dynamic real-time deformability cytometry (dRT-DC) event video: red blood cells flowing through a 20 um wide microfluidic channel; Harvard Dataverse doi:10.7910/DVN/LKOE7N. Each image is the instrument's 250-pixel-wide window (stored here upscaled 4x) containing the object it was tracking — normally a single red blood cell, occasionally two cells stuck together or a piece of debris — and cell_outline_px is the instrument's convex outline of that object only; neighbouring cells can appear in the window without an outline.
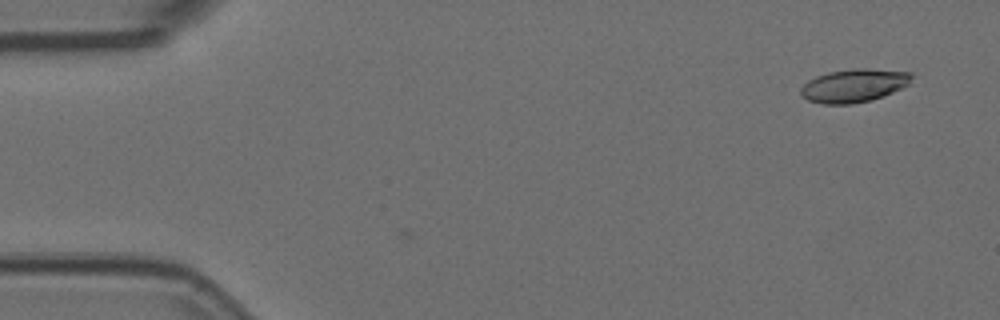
{"species": "Egyptian fruit bat (a non-hibernating species)", "species_latin": "Rousettus aegyptiacus", "temperature_condition": "room temperature", "stored_images_in_passage": 7, "camera_frame_rate_fps": 3000, "um_per_image_px": 0.085, "animal": {"sex": "female"}, "frame": {"image": 1, "passage_image": 7, "time_ms": 2.0, "image_size_px": [1000, 320], "cell_outline_px": [[912, 76], [908, 84], [892, 92], [872, 100], [852, 104], [824, 104], [808, 100], [800, 96], [800, 88], [808, 80], [816, 76], [828, 72], [856, 68], [868, 68], [912, 72]], "centroid_in_image_um": [72.55, 7.27], "position_along_channel_um": 12.5, "area_um2": 21.5}}